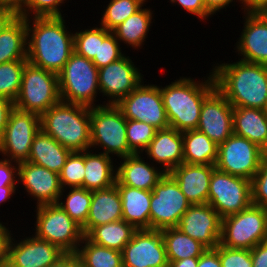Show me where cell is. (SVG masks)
<instances>
[{"instance_id":"cell-1","label":"cell","mask_w":267,"mask_h":267,"mask_svg":"<svg viewBox=\"0 0 267 267\" xmlns=\"http://www.w3.org/2000/svg\"><path fill=\"white\" fill-rule=\"evenodd\" d=\"M63 18H26L27 61L56 74L63 69L74 51V34L67 30Z\"/></svg>"},{"instance_id":"cell-2","label":"cell","mask_w":267,"mask_h":267,"mask_svg":"<svg viewBox=\"0 0 267 267\" xmlns=\"http://www.w3.org/2000/svg\"><path fill=\"white\" fill-rule=\"evenodd\" d=\"M216 88L233 107L264 109L267 103V65L236 61L212 69Z\"/></svg>"},{"instance_id":"cell-3","label":"cell","mask_w":267,"mask_h":267,"mask_svg":"<svg viewBox=\"0 0 267 267\" xmlns=\"http://www.w3.org/2000/svg\"><path fill=\"white\" fill-rule=\"evenodd\" d=\"M207 80L180 77L160 87L169 126L180 132L196 130L204 100L216 89L212 72ZM204 81V82H203Z\"/></svg>"},{"instance_id":"cell-4","label":"cell","mask_w":267,"mask_h":267,"mask_svg":"<svg viewBox=\"0 0 267 267\" xmlns=\"http://www.w3.org/2000/svg\"><path fill=\"white\" fill-rule=\"evenodd\" d=\"M40 128L72 152L91 150L88 106L60 101L40 116Z\"/></svg>"},{"instance_id":"cell-5","label":"cell","mask_w":267,"mask_h":267,"mask_svg":"<svg viewBox=\"0 0 267 267\" xmlns=\"http://www.w3.org/2000/svg\"><path fill=\"white\" fill-rule=\"evenodd\" d=\"M102 104L90 107L91 147H102L101 153L114 154L119 159L134 154L129 149L126 118L121 109L116 104Z\"/></svg>"},{"instance_id":"cell-6","label":"cell","mask_w":267,"mask_h":267,"mask_svg":"<svg viewBox=\"0 0 267 267\" xmlns=\"http://www.w3.org/2000/svg\"><path fill=\"white\" fill-rule=\"evenodd\" d=\"M99 69L76 52H72L63 69L58 73L60 99L66 103L96 106Z\"/></svg>"},{"instance_id":"cell-7","label":"cell","mask_w":267,"mask_h":267,"mask_svg":"<svg viewBox=\"0 0 267 267\" xmlns=\"http://www.w3.org/2000/svg\"><path fill=\"white\" fill-rule=\"evenodd\" d=\"M60 101L58 74L27 61L14 107L41 116Z\"/></svg>"},{"instance_id":"cell-8","label":"cell","mask_w":267,"mask_h":267,"mask_svg":"<svg viewBox=\"0 0 267 267\" xmlns=\"http://www.w3.org/2000/svg\"><path fill=\"white\" fill-rule=\"evenodd\" d=\"M267 241V210L251 204L239 213L222 218L220 244L251 250Z\"/></svg>"},{"instance_id":"cell-9","label":"cell","mask_w":267,"mask_h":267,"mask_svg":"<svg viewBox=\"0 0 267 267\" xmlns=\"http://www.w3.org/2000/svg\"><path fill=\"white\" fill-rule=\"evenodd\" d=\"M35 236L56 245L65 253H76L84 234L58 204L36 206Z\"/></svg>"},{"instance_id":"cell-10","label":"cell","mask_w":267,"mask_h":267,"mask_svg":"<svg viewBox=\"0 0 267 267\" xmlns=\"http://www.w3.org/2000/svg\"><path fill=\"white\" fill-rule=\"evenodd\" d=\"M208 204L221 218L239 213L252 204L251 181L215 167L210 178Z\"/></svg>"},{"instance_id":"cell-11","label":"cell","mask_w":267,"mask_h":267,"mask_svg":"<svg viewBox=\"0 0 267 267\" xmlns=\"http://www.w3.org/2000/svg\"><path fill=\"white\" fill-rule=\"evenodd\" d=\"M191 203L180 190L175 179L166 173L154 186L150 201V229L177 227Z\"/></svg>"},{"instance_id":"cell-12","label":"cell","mask_w":267,"mask_h":267,"mask_svg":"<svg viewBox=\"0 0 267 267\" xmlns=\"http://www.w3.org/2000/svg\"><path fill=\"white\" fill-rule=\"evenodd\" d=\"M40 130L39 115L14 107L0 136V155L18 163L27 161L34 137Z\"/></svg>"},{"instance_id":"cell-13","label":"cell","mask_w":267,"mask_h":267,"mask_svg":"<svg viewBox=\"0 0 267 267\" xmlns=\"http://www.w3.org/2000/svg\"><path fill=\"white\" fill-rule=\"evenodd\" d=\"M267 153L246 138L232 134L218 145L215 167L233 176L252 180Z\"/></svg>"},{"instance_id":"cell-14","label":"cell","mask_w":267,"mask_h":267,"mask_svg":"<svg viewBox=\"0 0 267 267\" xmlns=\"http://www.w3.org/2000/svg\"><path fill=\"white\" fill-rule=\"evenodd\" d=\"M116 105L126 119L145 122L157 130L170 127L160 87L157 85L141 83Z\"/></svg>"},{"instance_id":"cell-15","label":"cell","mask_w":267,"mask_h":267,"mask_svg":"<svg viewBox=\"0 0 267 267\" xmlns=\"http://www.w3.org/2000/svg\"><path fill=\"white\" fill-rule=\"evenodd\" d=\"M121 252L123 267H168L169 264L161 230H137Z\"/></svg>"},{"instance_id":"cell-16","label":"cell","mask_w":267,"mask_h":267,"mask_svg":"<svg viewBox=\"0 0 267 267\" xmlns=\"http://www.w3.org/2000/svg\"><path fill=\"white\" fill-rule=\"evenodd\" d=\"M143 75L129 56L99 68L98 83L100 93L107 96V104H117L129 95L139 84L143 83Z\"/></svg>"},{"instance_id":"cell-17","label":"cell","mask_w":267,"mask_h":267,"mask_svg":"<svg viewBox=\"0 0 267 267\" xmlns=\"http://www.w3.org/2000/svg\"><path fill=\"white\" fill-rule=\"evenodd\" d=\"M222 218L208 203L191 204L176 228L199 241L207 249H215L221 240Z\"/></svg>"},{"instance_id":"cell-18","label":"cell","mask_w":267,"mask_h":267,"mask_svg":"<svg viewBox=\"0 0 267 267\" xmlns=\"http://www.w3.org/2000/svg\"><path fill=\"white\" fill-rule=\"evenodd\" d=\"M196 130L217 145L233 134V106L217 88L204 100Z\"/></svg>"},{"instance_id":"cell-19","label":"cell","mask_w":267,"mask_h":267,"mask_svg":"<svg viewBox=\"0 0 267 267\" xmlns=\"http://www.w3.org/2000/svg\"><path fill=\"white\" fill-rule=\"evenodd\" d=\"M22 182L28 195L37 205L56 204L62 187L59 174L28 161L18 163V182Z\"/></svg>"},{"instance_id":"cell-20","label":"cell","mask_w":267,"mask_h":267,"mask_svg":"<svg viewBox=\"0 0 267 267\" xmlns=\"http://www.w3.org/2000/svg\"><path fill=\"white\" fill-rule=\"evenodd\" d=\"M14 240L11 237L7 261L13 267H49L66 254L56 245L35 235L19 242Z\"/></svg>"},{"instance_id":"cell-21","label":"cell","mask_w":267,"mask_h":267,"mask_svg":"<svg viewBox=\"0 0 267 267\" xmlns=\"http://www.w3.org/2000/svg\"><path fill=\"white\" fill-rule=\"evenodd\" d=\"M244 29L237 41L241 61L267 65V13H245Z\"/></svg>"},{"instance_id":"cell-22","label":"cell","mask_w":267,"mask_h":267,"mask_svg":"<svg viewBox=\"0 0 267 267\" xmlns=\"http://www.w3.org/2000/svg\"><path fill=\"white\" fill-rule=\"evenodd\" d=\"M215 165L182 163L169 174L191 204L208 203L210 178Z\"/></svg>"},{"instance_id":"cell-23","label":"cell","mask_w":267,"mask_h":267,"mask_svg":"<svg viewBox=\"0 0 267 267\" xmlns=\"http://www.w3.org/2000/svg\"><path fill=\"white\" fill-rule=\"evenodd\" d=\"M135 153L121 158V165L116 167V182L125 186L152 191L154 186L166 174L161 168L158 170L153 164L145 162ZM151 165V166H150Z\"/></svg>"},{"instance_id":"cell-24","label":"cell","mask_w":267,"mask_h":267,"mask_svg":"<svg viewBox=\"0 0 267 267\" xmlns=\"http://www.w3.org/2000/svg\"><path fill=\"white\" fill-rule=\"evenodd\" d=\"M145 152L150 160L160 164L165 173L171 172L183 163L182 132L171 127L156 130Z\"/></svg>"},{"instance_id":"cell-25","label":"cell","mask_w":267,"mask_h":267,"mask_svg":"<svg viewBox=\"0 0 267 267\" xmlns=\"http://www.w3.org/2000/svg\"><path fill=\"white\" fill-rule=\"evenodd\" d=\"M122 201L117 186L92 191V199L86 224L82 227L86 236L94 227L122 220Z\"/></svg>"},{"instance_id":"cell-26","label":"cell","mask_w":267,"mask_h":267,"mask_svg":"<svg viewBox=\"0 0 267 267\" xmlns=\"http://www.w3.org/2000/svg\"><path fill=\"white\" fill-rule=\"evenodd\" d=\"M233 134L248 139L267 153V117L264 110L233 107Z\"/></svg>"},{"instance_id":"cell-27","label":"cell","mask_w":267,"mask_h":267,"mask_svg":"<svg viewBox=\"0 0 267 267\" xmlns=\"http://www.w3.org/2000/svg\"><path fill=\"white\" fill-rule=\"evenodd\" d=\"M121 196L122 217L137 230L150 229V201L152 191L115 184Z\"/></svg>"},{"instance_id":"cell-28","label":"cell","mask_w":267,"mask_h":267,"mask_svg":"<svg viewBox=\"0 0 267 267\" xmlns=\"http://www.w3.org/2000/svg\"><path fill=\"white\" fill-rule=\"evenodd\" d=\"M71 152L40 130L34 137L27 161L60 174Z\"/></svg>"},{"instance_id":"cell-29","label":"cell","mask_w":267,"mask_h":267,"mask_svg":"<svg viewBox=\"0 0 267 267\" xmlns=\"http://www.w3.org/2000/svg\"><path fill=\"white\" fill-rule=\"evenodd\" d=\"M91 151V152H90ZM85 151V175L83 188L96 191L109 188L116 182V168L111 156L92 150Z\"/></svg>"},{"instance_id":"cell-30","label":"cell","mask_w":267,"mask_h":267,"mask_svg":"<svg viewBox=\"0 0 267 267\" xmlns=\"http://www.w3.org/2000/svg\"><path fill=\"white\" fill-rule=\"evenodd\" d=\"M183 163L215 165L218 145L198 130L182 132Z\"/></svg>"},{"instance_id":"cell-31","label":"cell","mask_w":267,"mask_h":267,"mask_svg":"<svg viewBox=\"0 0 267 267\" xmlns=\"http://www.w3.org/2000/svg\"><path fill=\"white\" fill-rule=\"evenodd\" d=\"M27 60L26 18L18 16L0 34V64Z\"/></svg>"},{"instance_id":"cell-32","label":"cell","mask_w":267,"mask_h":267,"mask_svg":"<svg viewBox=\"0 0 267 267\" xmlns=\"http://www.w3.org/2000/svg\"><path fill=\"white\" fill-rule=\"evenodd\" d=\"M152 12L149 8H141L128 17L112 31L116 39L119 42L123 41L127 46L133 47L134 50L139 47L141 49L151 28Z\"/></svg>"},{"instance_id":"cell-33","label":"cell","mask_w":267,"mask_h":267,"mask_svg":"<svg viewBox=\"0 0 267 267\" xmlns=\"http://www.w3.org/2000/svg\"><path fill=\"white\" fill-rule=\"evenodd\" d=\"M136 231L137 229L133 225L122 219L98 225L86 237L97 245L122 251Z\"/></svg>"},{"instance_id":"cell-34","label":"cell","mask_w":267,"mask_h":267,"mask_svg":"<svg viewBox=\"0 0 267 267\" xmlns=\"http://www.w3.org/2000/svg\"><path fill=\"white\" fill-rule=\"evenodd\" d=\"M161 233L165 243L168 261L200 257L207 249L199 241L182 233L176 227L165 228L161 230Z\"/></svg>"},{"instance_id":"cell-35","label":"cell","mask_w":267,"mask_h":267,"mask_svg":"<svg viewBox=\"0 0 267 267\" xmlns=\"http://www.w3.org/2000/svg\"><path fill=\"white\" fill-rule=\"evenodd\" d=\"M76 252L81 267H123L122 252L91 242L84 236Z\"/></svg>"},{"instance_id":"cell-36","label":"cell","mask_w":267,"mask_h":267,"mask_svg":"<svg viewBox=\"0 0 267 267\" xmlns=\"http://www.w3.org/2000/svg\"><path fill=\"white\" fill-rule=\"evenodd\" d=\"M65 189L56 204H58L77 224L83 227L89 214L92 191L83 187H70L66 200L62 201Z\"/></svg>"},{"instance_id":"cell-37","label":"cell","mask_w":267,"mask_h":267,"mask_svg":"<svg viewBox=\"0 0 267 267\" xmlns=\"http://www.w3.org/2000/svg\"><path fill=\"white\" fill-rule=\"evenodd\" d=\"M147 0H111L104 9L100 25L113 31L128 17L140 10Z\"/></svg>"},{"instance_id":"cell-38","label":"cell","mask_w":267,"mask_h":267,"mask_svg":"<svg viewBox=\"0 0 267 267\" xmlns=\"http://www.w3.org/2000/svg\"><path fill=\"white\" fill-rule=\"evenodd\" d=\"M26 62L27 60H15L0 64V97L15 102L21 89Z\"/></svg>"},{"instance_id":"cell-39","label":"cell","mask_w":267,"mask_h":267,"mask_svg":"<svg viewBox=\"0 0 267 267\" xmlns=\"http://www.w3.org/2000/svg\"><path fill=\"white\" fill-rule=\"evenodd\" d=\"M110 32L101 25L75 32L74 52L90 60L98 59L99 41H103Z\"/></svg>"},{"instance_id":"cell-40","label":"cell","mask_w":267,"mask_h":267,"mask_svg":"<svg viewBox=\"0 0 267 267\" xmlns=\"http://www.w3.org/2000/svg\"><path fill=\"white\" fill-rule=\"evenodd\" d=\"M85 175V151H73L59 174L62 189L83 187Z\"/></svg>"},{"instance_id":"cell-41","label":"cell","mask_w":267,"mask_h":267,"mask_svg":"<svg viewBox=\"0 0 267 267\" xmlns=\"http://www.w3.org/2000/svg\"><path fill=\"white\" fill-rule=\"evenodd\" d=\"M156 128L145 122L126 119V138L129 149L135 153H143L156 133Z\"/></svg>"},{"instance_id":"cell-42","label":"cell","mask_w":267,"mask_h":267,"mask_svg":"<svg viewBox=\"0 0 267 267\" xmlns=\"http://www.w3.org/2000/svg\"><path fill=\"white\" fill-rule=\"evenodd\" d=\"M121 51L119 41L114 33L110 32L103 41H99L98 59H92L91 61L99 69L122 58L124 53Z\"/></svg>"},{"instance_id":"cell-43","label":"cell","mask_w":267,"mask_h":267,"mask_svg":"<svg viewBox=\"0 0 267 267\" xmlns=\"http://www.w3.org/2000/svg\"><path fill=\"white\" fill-rule=\"evenodd\" d=\"M65 0H26L24 7V18L62 16L61 3ZM31 11V12H30Z\"/></svg>"},{"instance_id":"cell-44","label":"cell","mask_w":267,"mask_h":267,"mask_svg":"<svg viewBox=\"0 0 267 267\" xmlns=\"http://www.w3.org/2000/svg\"><path fill=\"white\" fill-rule=\"evenodd\" d=\"M252 204L267 210V155L251 180Z\"/></svg>"},{"instance_id":"cell-45","label":"cell","mask_w":267,"mask_h":267,"mask_svg":"<svg viewBox=\"0 0 267 267\" xmlns=\"http://www.w3.org/2000/svg\"><path fill=\"white\" fill-rule=\"evenodd\" d=\"M222 267H252L251 250L224 247L219 244Z\"/></svg>"},{"instance_id":"cell-46","label":"cell","mask_w":267,"mask_h":267,"mask_svg":"<svg viewBox=\"0 0 267 267\" xmlns=\"http://www.w3.org/2000/svg\"><path fill=\"white\" fill-rule=\"evenodd\" d=\"M17 179H18V162L4 158L0 159V187L17 186L18 184Z\"/></svg>"},{"instance_id":"cell-47","label":"cell","mask_w":267,"mask_h":267,"mask_svg":"<svg viewBox=\"0 0 267 267\" xmlns=\"http://www.w3.org/2000/svg\"><path fill=\"white\" fill-rule=\"evenodd\" d=\"M172 4L177 3L188 13L196 15L201 20L209 18L211 15L206 11L203 0H170Z\"/></svg>"},{"instance_id":"cell-48","label":"cell","mask_w":267,"mask_h":267,"mask_svg":"<svg viewBox=\"0 0 267 267\" xmlns=\"http://www.w3.org/2000/svg\"><path fill=\"white\" fill-rule=\"evenodd\" d=\"M197 267H222L219 258V245L215 249H206L199 257Z\"/></svg>"},{"instance_id":"cell-49","label":"cell","mask_w":267,"mask_h":267,"mask_svg":"<svg viewBox=\"0 0 267 267\" xmlns=\"http://www.w3.org/2000/svg\"><path fill=\"white\" fill-rule=\"evenodd\" d=\"M252 267H267V241L251 249Z\"/></svg>"},{"instance_id":"cell-50","label":"cell","mask_w":267,"mask_h":267,"mask_svg":"<svg viewBox=\"0 0 267 267\" xmlns=\"http://www.w3.org/2000/svg\"><path fill=\"white\" fill-rule=\"evenodd\" d=\"M11 231L0 222V265L8 261V249L11 240Z\"/></svg>"},{"instance_id":"cell-51","label":"cell","mask_w":267,"mask_h":267,"mask_svg":"<svg viewBox=\"0 0 267 267\" xmlns=\"http://www.w3.org/2000/svg\"><path fill=\"white\" fill-rule=\"evenodd\" d=\"M245 13H267V0H240Z\"/></svg>"},{"instance_id":"cell-52","label":"cell","mask_w":267,"mask_h":267,"mask_svg":"<svg viewBox=\"0 0 267 267\" xmlns=\"http://www.w3.org/2000/svg\"><path fill=\"white\" fill-rule=\"evenodd\" d=\"M13 108H14L13 102L3 97H0V136L4 132V129L8 122L9 114Z\"/></svg>"},{"instance_id":"cell-53","label":"cell","mask_w":267,"mask_h":267,"mask_svg":"<svg viewBox=\"0 0 267 267\" xmlns=\"http://www.w3.org/2000/svg\"><path fill=\"white\" fill-rule=\"evenodd\" d=\"M49 267H81V264L76 253H66Z\"/></svg>"},{"instance_id":"cell-54","label":"cell","mask_w":267,"mask_h":267,"mask_svg":"<svg viewBox=\"0 0 267 267\" xmlns=\"http://www.w3.org/2000/svg\"><path fill=\"white\" fill-rule=\"evenodd\" d=\"M18 15L11 9L0 6V34L10 25Z\"/></svg>"},{"instance_id":"cell-55","label":"cell","mask_w":267,"mask_h":267,"mask_svg":"<svg viewBox=\"0 0 267 267\" xmlns=\"http://www.w3.org/2000/svg\"><path fill=\"white\" fill-rule=\"evenodd\" d=\"M203 2L205 4L206 11L212 16L221 9H226V6H229L233 0H203Z\"/></svg>"},{"instance_id":"cell-56","label":"cell","mask_w":267,"mask_h":267,"mask_svg":"<svg viewBox=\"0 0 267 267\" xmlns=\"http://www.w3.org/2000/svg\"><path fill=\"white\" fill-rule=\"evenodd\" d=\"M26 0H0V6L13 10L18 16L24 17Z\"/></svg>"},{"instance_id":"cell-57","label":"cell","mask_w":267,"mask_h":267,"mask_svg":"<svg viewBox=\"0 0 267 267\" xmlns=\"http://www.w3.org/2000/svg\"><path fill=\"white\" fill-rule=\"evenodd\" d=\"M168 267H197L199 257L185 258L178 261H168Z\"/></svg>"},{"instance_id":"cell-58","label":"cell","mask_w":267,"mask_h":267,"mask_svg":"<svg viewBox=\"0 0 267 267\" xmlns=\"http://www.w3.org/2000/svg\"><path fill=\"white\" fill-rule=\"evenodd\" d=\"M16 192V186L0 187V204L5 203Z\"/></svg>"},{"instance_id":"cell-59","label":"cell","mask_w":267,"mask_h":267,"mask_svg":"<svg viewBox=\"0 0 267 267\" xmlns=\"http://www.w3.org/2000/svg\"><path fill=\"white\" fill-rule=\"evenodd\" d=\"M0 267H13L9 262L1 264Z\"/></svg>"},{"instance_id":"cell-60","label":"cell","mask_w":267,"mask_h":267,"mask_svg":"<svg viewBox=\"0 0 267 267\" xmlns=\"http://www.w3.org/2000/svg\"><path fill=\"white\" fill-rule=\"evenodd\" d=\"M264 113H265V115H266V117H267V103H266V105H265V107H264Z\"/></svg>"}]
</instances>
